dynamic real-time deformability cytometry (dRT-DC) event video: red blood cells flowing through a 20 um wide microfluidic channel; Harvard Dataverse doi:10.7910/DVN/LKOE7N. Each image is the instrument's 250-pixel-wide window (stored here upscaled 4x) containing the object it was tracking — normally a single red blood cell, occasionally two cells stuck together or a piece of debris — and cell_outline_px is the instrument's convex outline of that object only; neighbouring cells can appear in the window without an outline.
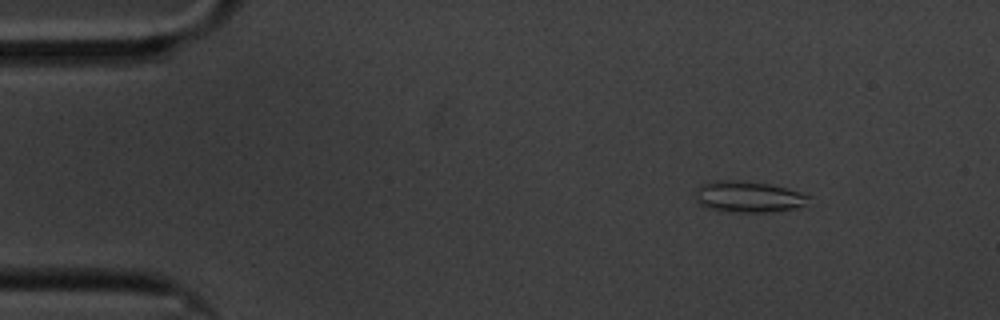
{"species": "common noctule bat (a hibernating species)", "species_latin": "Nyctalus noctula", "temperature_condition": "cold", "stored_images_in_passage": 53, "camera_frame_rate_fps": 3000, "um_per_image_px": 0.085, "animal": {"sex": "male", "body_mass_g": 20.1, "forearm_length_mm": 53.5}, "frame": {"image": 1, "passage_image": 1, "time_ms": 0.0, "image_size_px": [1000, 320], "cell_outline_px": [[812, 196], [804, 204], [796, 208], [772, 212], [732, 212], [712, 208], [700, 204], [696, 200], [696, 192], [704, 184], [716, 180], [732, 180], [768, 184], [788, 188]], "centroid_in_image_um": [63.66, 16.73], "position_along_channel_um": 21.3, "area_um2": 20.23}}
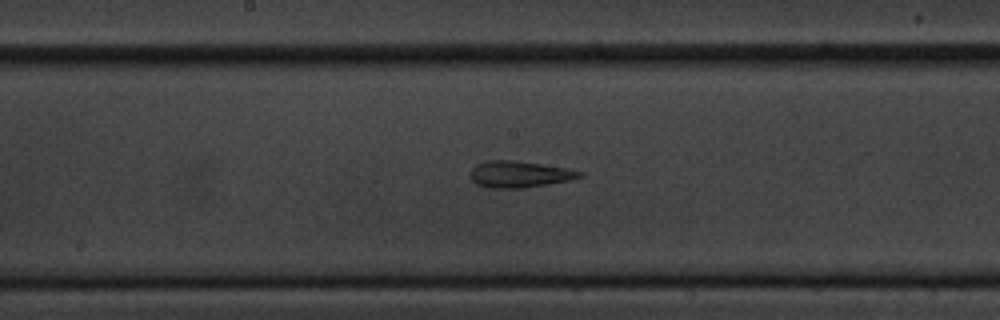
{"frame": {"image": 2, "passage_image": 24, "time_ms": 7.667, "image_size_px": [1000, 320], "cell_outline_px": [[584, 176], [568, 180], [524, 188], [492, 188], [476, 184], [472, 180], [472, 168], [476, 164], [488, 160], [512, 160], [572, 168], [584, 172]], "centroid_in_image_um": [44.2, 14.8], "position_along_channel_um": 204.0, "area_um2": 16.88}}
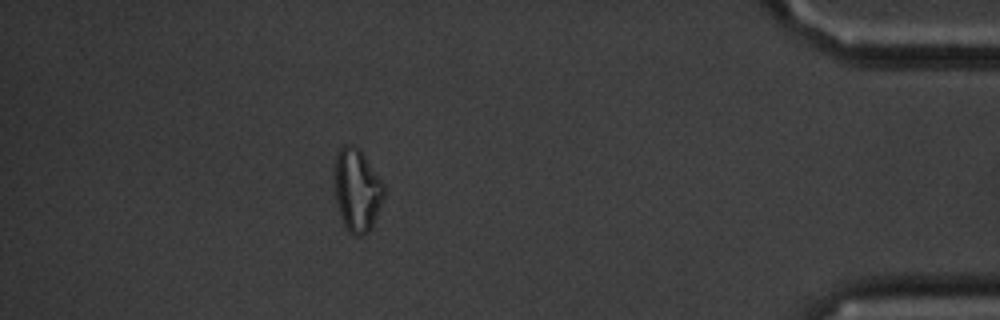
{"frame": {"image": 3, "passage_image": 46, "time_ms": 15.0, "image_size_px": [1000, 320], "cell_outline_px": [[384, 196], [376, 216], [368, 232], [364, 236], [356, 236], [344, 224], [336, 200], [336, 156], [340, 148], [344, 144], [352, 144], [360, 148], [384, 184]], "centroid_in_image_um": [30.38, 16.12], "position_along_channel_um": 404.8, "area_um2": 23.29}, "authors_computed_cell_mechanics": {"area_um2": 17.8024, "velocity_mm_per_s": 3.3774, "shape_relaxation_time_tau1_ms": null, "shape_relaxation_time_tau2_ms": 4.0247, "deformation_change_tau1": null, "deformation_change_tau2": 0.1374}}